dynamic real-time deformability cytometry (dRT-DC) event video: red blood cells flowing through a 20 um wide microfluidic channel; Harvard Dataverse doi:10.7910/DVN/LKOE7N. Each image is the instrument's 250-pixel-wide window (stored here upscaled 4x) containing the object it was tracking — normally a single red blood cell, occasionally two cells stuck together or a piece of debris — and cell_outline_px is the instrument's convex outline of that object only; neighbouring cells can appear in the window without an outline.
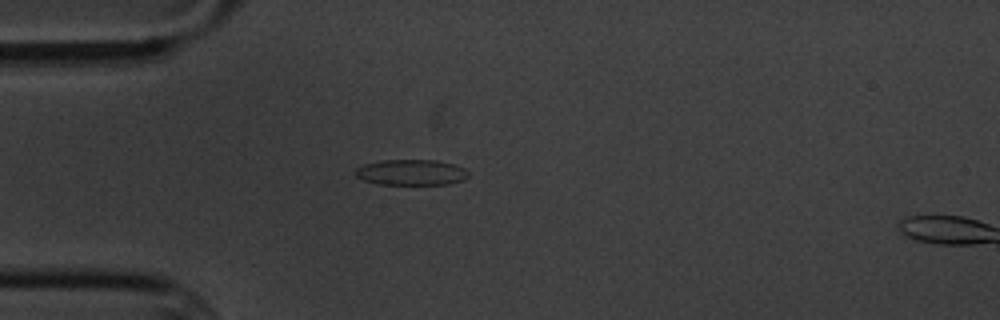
{"species": "common noctule bat (a hibernating species)", "species_latin": "Nyctalus noctula", "temperature_condition": "cold", "stored_images_in_passage": 5, "camera_frame_rate_fps": 3000, "um_per_image_px": 0.085, "animal": {"sex": "male", "body_mass_g": 20.1, "forearm_length_mm": 53.5}, "frame": {"image": 1, "passage_image": 4, "time_ms": 3.333, "image_size_px": [1000, 320], "cell_outline_px": [[468, 176], [464, 180], [448, 184], [380, 184], [364, 180], [356, 176], [352, 172], [356, 168], [364, 164], [384, 160], [436, 160], [456, 164], [464, 168], [468, 172]], "centroid_in_image_um": [34.96, 14.64], "position_along_channel_um": 50.0, "area_um2": 16.99}}